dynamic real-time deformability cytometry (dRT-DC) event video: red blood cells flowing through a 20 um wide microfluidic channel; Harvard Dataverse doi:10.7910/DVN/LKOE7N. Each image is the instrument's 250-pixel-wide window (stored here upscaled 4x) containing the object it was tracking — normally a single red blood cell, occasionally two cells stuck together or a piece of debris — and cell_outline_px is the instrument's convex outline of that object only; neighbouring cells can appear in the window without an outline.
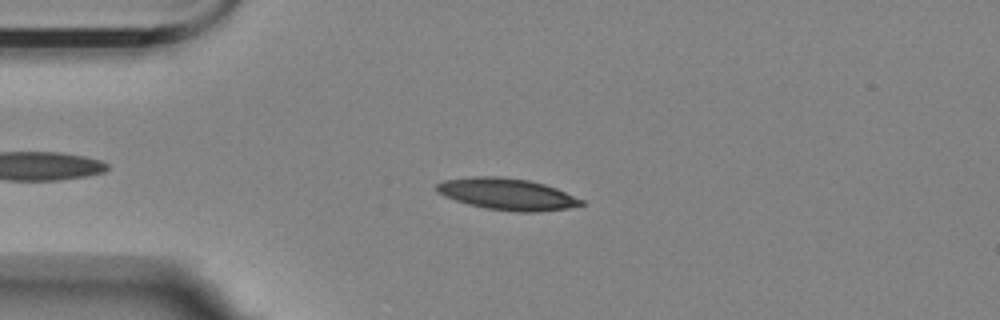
{"species": "Egyptian fruit bat (a non-hibernating species)", "species_latin": "Rousettus aegyptiacus", "temperature_condition": "room temperature", "stored_images_in_passage": 48, "camera_frame_rate_fps": 3000, "um_per_image_px": 0.085, "animal": {"sex": "female"}, "frame": {"image": 1, "passage_image": 9, "time_ms": 2.667, "image_size_px": [1000, 320], "cell_outline_px": [[584, 204], [568, 208], [540, 212], [516, 212], [488, 208], [468, 204], [444, 196], [436, 192], [436, 184], [444, 180], [472, 176], [500, 176], [528, 180], [544, 184], [556, 188], [584, 200]], "centroid_in_image_um": [43.1, 16.49], "position_along_channel_um": 41.9, "area_um2": 26.65}}
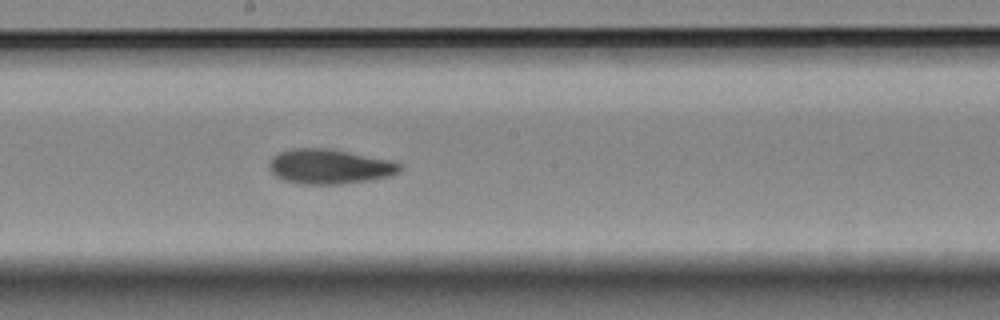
{"frame": {"image": 2, "passage_image": 26, "time_ms": 8.333, "image_size_px": [1000, 320], "cell_outline_px": [[404, 168], [400, 172], [392, 176], [368, 180], [340, 184], [300, 184], [284, 180], [276, 176], [268, 168], [268, 164], [272, 156], [280, 152], [292, 148], [332, 148], [392, 160], [404, 164]], "centroid_in_image_um": [28.06, 14.14], "position_along_channel_um": 220.1, "area_um2": 26.99}}
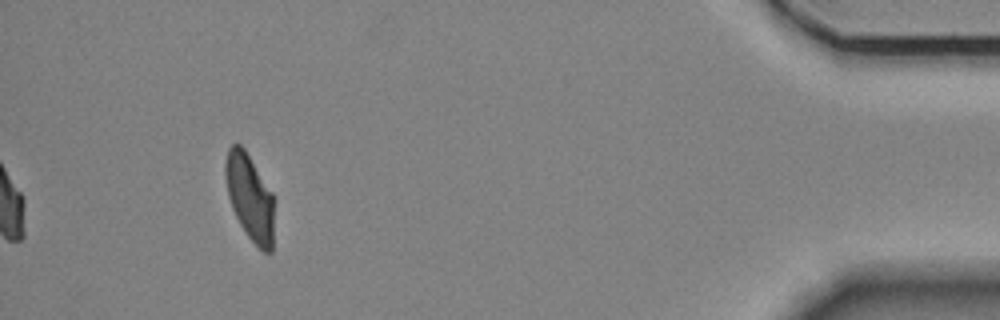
{"frame": {"image": 3, "passage_image": 48, "time_ms": 15.667, "image_size_px": [1000, 320], "cell_outline_px": [[272, 252], [264, 252], [248, 236], [240, 224], [232, 208], [228, 196], [224, 176], [224, 164], [228, 148], [232, 144], [240, 144], [244, 148], [272, 192]], "centroid_in_image_um": [21.19, 16.71], "position_along_channel_um": 414.0, "area_um2": 24.1}, "authors_computed_cell_mechanics": {"area_um2": 25.8366, "velocity_mm_per_s": 3.5142, "shape_relaxation_time_tau1_ms": 5.8932, "shape_relaxation_time_tau2_ms": 2.02, "deformation_change_tau1": 0.1802, "deformation_change_tau2": 0.0801}}